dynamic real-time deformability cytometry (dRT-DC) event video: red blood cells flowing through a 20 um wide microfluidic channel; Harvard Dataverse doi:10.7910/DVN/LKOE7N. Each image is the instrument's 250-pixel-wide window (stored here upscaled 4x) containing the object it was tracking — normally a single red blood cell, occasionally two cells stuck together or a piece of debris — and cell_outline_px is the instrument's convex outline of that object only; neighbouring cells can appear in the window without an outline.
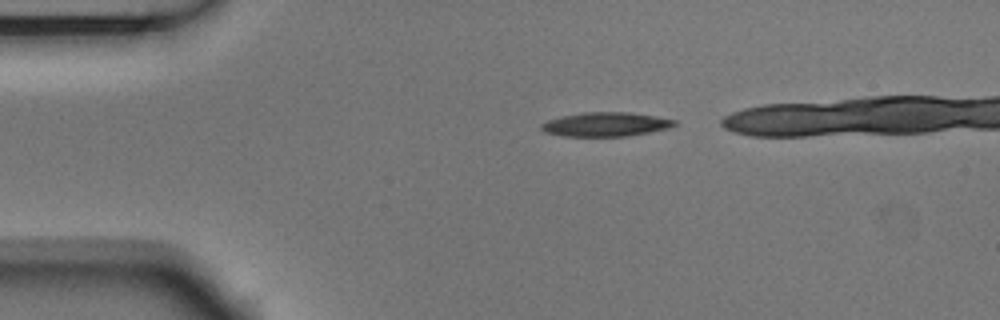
{"species": "Egyptian fruit bat (a non-hibernating species)", "species_latin": "Rousettus aegyptiacus", "temperature_condition": "room temperature", "stored_images_in_passage": 3, "camera_frame_rate_fps": 3000, "um_per_image_px": 0.085, "animal": {"sex": "male"}, "frame": {"image": 1, "passage_image": 1, "time_ms": 0.0, "image_size_px": [1000, 320], "cell_outline_px": [[676, 124], [668, 128], [628, 136], [560, 136], [544, 132], [540, 128], [540, 124], [548, 120], [564, 116], [584, 112], [632, 112], [656, 116], [676, 120]], "centroid_in_image_um": [51.47, 10.57], "position_along_channel_um": 33.5, "area_um2": 18.67}}